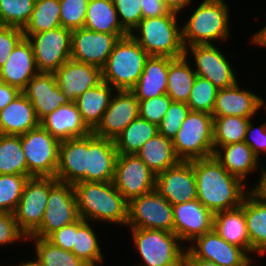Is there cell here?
Masks as SVG:
<instances>
[{"instance_id": "83f0119b", "label": "cell", "mask_w": 266, "mask_h": 266, "mask_svg": "<svg viewBox=\"0 0 266 266\" xmlns=\"http://www.w3.org/2000/svg\"><path fill=\"white\" fill-rule=\"evenodd\" d=\"M39 125L32 103L22 92L0 111V134L22 135Z\"/></svg>"}, {"instance_id": "7c38bea8", "label": "cell", "mask_w": 266, "mask_h": 266, "mask_svg": "<svg viewBox=\"0 0 266 266\" xmlns=\"http://www.w3.org/2000/svg\"><path fill=\"white\" fill-rule=\"evenodd\" d=\"M193 56L192 66L197 76L208 79L218 89L235 85L238 80L233 67L224 52L215 44L186 46L184 55ZM189 56V57H188ZM195 61V62H194Z\"/></svg>"}, {"instance_id": "9a60e30c", "label": "cell", "mask_w": 266, "mask_h": 266, "mask_svg": "<svg viewBox=\"0 0 266 266\" xmlns=\"http://www.w3.org/2000/svg\"><path fill=\"white\" fill-rule=\"evenodd\" d=\"M128 34H109L86 28L72 30L71 59L102 69L116 42Z\"/></svg>"}, {"instance_id": "8d00e7d4", "label": "cell", "mask_w": 266, "mask_h": 266, "mask_svg": "<svg viewBox=\"0 0 266 266\" xmlns=\"http://www.w3.org/2000/svg\"><path fill=\"white\" fill-rule=\"evenodd\" d=\"M157 133L156 124L138 116L114 140L118 154H136Z\"/></svg>"}, {"instance_id": "91938a15", "label": "cell", "mask_w": 266, "mask_h": 266, "mask_svg": "<svg viewBox=\"0 0 266 266\" xmlns=\"http://www.w3.org/2000/svg\"><path fill=\"white\" fill-rule=\"evenodd\" d=\"M250 42L258 45L259 47L262 46L266 48V26L259 29L258 32L256 31L255 34H252Z\"/></svg>"}, {"instance_id": "603a6c76", "label": "cell", "mask_w": 266, "mask_h": 266, "mask_svg": "<svg viewBox=\"0 0 266 266\" xmlns=\"http://www.w3.org/2000/svg\"><path fill=\"white\" fill-rule=\"evenodd\" d=\"M22 93L32 103L39 121L61 105L69 103L57 85L54 73L39 72Z\"/></svg>"}, {"instance_id": "7402d4cb", "label": "cell", "mask_w": 266, "mask_h": 266, "mask_svg": "<svg viewBox=\"0 0 266 266\" xmlns=\"http://www.w3.org/2000/svg\"><path fill=\"white\" fill-rule=\"evenodd\" d=\"M263 107L266 108L264 98L240 87L237 82L231 87L218 89L212 116L254 118Z\"/></svg>"}, {"instance_id": "bcb514c9", "label": "cell", "mask_w": 266, "mask_h": 266, "mask_svg": "<svg viewBox=\"0 0 266 266\" xmlns=\"http://www.w3.org/2000/svg\"><path fill=\"white\" fill-rule=\"evenodd\" d=\"M189 111L187 103L172 101L162 121L157 125L158 133L173 140Z\"/></svg>"}, {"instance_id": "5b68a950", "label": "cell", "mask_w": 266, "mask_h": 266, "mask_svg": "<svg viewBox=\"0 0 266 266\" xmlns=\"http://www.w3.org/2000/svg\"><path fill=\"white\" fill-rule=\"evenodd\" d=\"M147 52L128 34L120 38L101 69L102 81L115 90H131L138 82L146 60Z\"/></svg>"}, {"instance_id": "9c48e42d", "label": "cell", "mask_w": 266, "mask_h": 266, "mask_svg": "<svg viewBox=\"0 0 266 266\" xmlns=\"http://www.w3.org/2000/svg\"><path fill=\"white\" fill-rule=\"evenodd\" d=\"M57 181L55 177H30L26 181L13 214L19 229L27 237L32 236L40 228L50 188Z\"/></svg>"}, {"instance_id": "2e32d148", "label": "cell", "mask_w": 266, "mask_h": 266, "mask_svg": "<svg viewBox=\"0 0 266 266\" xmlns=\"http://www.w3.org/2000/svg\"><path fill=\"white\" fill-rule=\"evenodd\" d=\"M155 191L172 206L197 199L193 160H180L156 175Z\"/></svg>"}, {"instance_id": "f546056e", "label": "cell", "mask_w": 266, "mask_h": 266, "mask_svg": "<svg viewBox=\"0 0 266 266\" xmlns=\"http://www.w3.org/2000/svg\"><path fill=\"white\" fill-rule=\"evenodd\" d=\"M244 215L250 241V256L266 255V202L249 190L244 198Z\"/></svg>"}, {"instance_id": "7dc6e473", "label": "cell", "mask_w": 266, "mask_h": 266, "mask_svg": "<svg viewBox=\"0 0 266 266\" xmlns=\"http://www.w3.org/2000/svg\"><path fill=\"white\" fill-rule=\"evenodd\" d=\"M171 102L172 99L167 94L141 100L138 107L139 117L158 125L169 109Z\"/></svg>"}, {"instance_id": "ab89813d", "label": "cell", "mask_w": 266, "mask_h": 266, "mask_svg": "<svg viewBox=\"0 0 266 266\" xmlns=\"http://www.w3.org/2000/svg\"><path fill=\"white\" fill-rule=\"evenodd\" d=\"M29 240H34V260L41 266H89L71 251L54 246L46 238L27 237V242Z\"/></svg>"}, {"instance_id": "52a82bcc", "label": "cell", "mask_w": 266, "mask_h": 266, "mask_svg": "<svg viewBox=\"0 0 266 266\" xmlns=\"http://www.w3.org/2000/svg\"><path fill=\"white\" fill-rule=\"evenodd\" d=\"M172 143L183 161L214 156L212 114L189 111Z\"/></svg>"}, {"instance_id": "e575fe53", "label": "cell", "mask_w": 266, "mask_h": 266, "mask_svg": "<svg viewBox=\"0 0 266 266\" xmlns=\"http://www.w3.org/2000/svg\"><path fill=\"white\" fill-rule=\"evenodd\" d=\"M190 63L185 55L173 58L169 63L166 94L172 101L187 103L189 99L197 77Z\"/></svg>"}, {"instance_id": "9f6ffc18", "label": "cell", "mask_w": 266, "mask_h": 266, "mask_svg": "<svg viewBox=\"0 0 266 266\" xmlns=\"http://www.w3.org/2000/svg\"><path fill=\"white\" fill-rule=\"evenodd\" d=\"M184 266H222L212 261L196 258L187 248L184 254Z\"/></svg>"}, {"instance_id": "6da1fadb", "label": "cell", "mask_w": 266, "mask_h": 266, "mask_svg": "<svg viewBox=\"0 0 266 266\" xmlns=\"http://www.w3.org/2000/svg\"><path fill=\"white\" fill-rule=\"evenodd\" d=\"M197 200L213 214L237 208L251 189L240 178L230 174L211 156L194 159ZM247 190V191H246Z\"/></svg>"}, {"instance_id": "4316f807", "label": "cell", "mask_w": 266, "mask_h": 266, "mask_svg": "<svg viewBox=\"0 0 266 266\" xmlns=\"http://www.w3.org/2000/svg\"><path fill=\"white\" fill-rule=\"evenodd\" d=\"M172 59L149 56L138 82L130 90L138 101L166 94L168 68Z\"/></svg>"}, {"instance_id": "c3c4849f", "label": "cell", "mask_w": 266, "mask_h": 266, "mask_svg": "<svg viewBox=\"0 0 266 266\" xmlns=\"http://www.w3.org/2000/svg\"><path fill=\"white\" fill-rule=\"evenodd\" d=\"M121 26L130 34L143 18L140 0H112Z\"/></svg>"}, {"instance_id": "4fadbf2b", "label": "cell", "mask_w": 266, "mask_h": 266, "mask_svg": "<svg viewBox=\"0 0 266 266\" xmlns=\"http://www.w3.org/2000/svg\"><path fill=\"white\" fill-rule=\"evenodd\" d=\"M79 219L80 215L73 185L57 181L50 188L41 226L29 237L47 238L55 230Z\"/></svg>"}, {"instance_id": "6125c7cd", "label": "cell", "mask_w": 266, "mask_h": 266, "mask_svg": "<svg viewBox=\"0 0 266 266\" xmlns=\"http://www.w3.org/2000/svg\"><path fill=\"white\" fill-rule=\"evenodd\" d=\"M253 259L254 258L252 257L251 260H250L249 266H254L256 261H258L257 263H259V259L258 260H256V259L253 260Z\"/></svg>"}, {"instance_id": "f6af8a7d", "label": "cell", "mask_w": 266, "mask_h": 266, "mask_svg": "<svg viewBox=\"0 0 266 266\" xmlns=\"http://www.w3.org/2000/svg\"><path fill=\"white\" fill-rule=\"evenodd\" d=\"M61 26L70 30L84 27L89 0H59Z\"/></svg>"}, {"instance_id": "484cf974", "label": "cell", "mask_w": 266, "mask_h": 266, "mask_svg": "<svg viewBox=\"0 0 266 266\" xmlns=\"http://www.w3.org/2000/svg\"><path fill=\"white\" fill-rule=\"evenodd\" d=\"M40 125L60 142L85 137L92 133V130L83 121L75 103L61 105L45 116L40 121Z\"/></svg>"}, {"instance_id": "5bb4252c", "label": "cell", "mask_w": 266, "mask_h": 266, "mask_svg": "<svg viewBox=\"0 0 266 266\" xmlns=\"http://www.w3.org/2000/svg\"><path fill=\"white\" fill-rule=\"evenodd\" d=\"M155 177L136 154H118L113 183L128 202L155 190Z\"/></svg>"}, {"instance_id": "816d5d0a", "label": "cell", "mask_w": 266, "mask_h": 266, "mask_svg": "<svg viewBox=\"0 0 266 266\" xmlns=\"http://www.w3.org/2000/svg\"><path fill=\"white\" fill-rule=\"evenodd\" d=\"M252 121L250 120L247 126L244 142L260 158L261 154H266V121L258 127Z\"/></svg>"}, {"instance_id": "681fc988", "label": "cell", "mask_w": 266, "mask_h": 266, "mask_svg": "<svg viewBox=\"0 0 266 266\" xmlns=\"http://www.w3.org/2000/svg\"><path fill=\"white\" fill-rule=\"evenodd\" d=\"M26 242L27 236L19 229L13 213L0 212V246Z\"/></svg>"}, {"instance_id": "3957f363", "label": "cell", "mask_w": 266, "mask_h": 266, "mask_svg": "<svg viewBox=\"0 0 266 266\" xmlns=\"http://www.w3.org/2000/svg\"><path fill=\"white\" fill-rule=\"evenodd\" d=\"M225 0H203L189 19H184L182 42L184 47L192 45L226 42L230 36V11Z\"/></svg>"}, {"instance_id": "f907efd6", "label": "cell", "mask_w": 266, "mask_h": 266, "mask_svg": "<svg viewBox=\"0 0 266 266\" xmlns=\"http://www.w3.org/2000/svg\"><path fill=\"white\" fill-rule=\"evenodd\" d=\"M23 38V29L0 25V68L5 64L13 49Z\"/></svg>"}, {"instance_id": "6f0895ef", "label": "cell", "mask_w": 266, "mask_h": 266, "mask_svg": "<svg viewBox=\"0 0 266 266\" xmlns=\"http://www.w3.org/2000/svg\"><path fill=\"white\" fill-rule=\"evenodd\" d=\"M261 177H259V182L250 188L258 197H260L263 201L266 202V167H262L261 169Z\"/></svg>"}, {"instance_id": "cb8c5ba5", "label": "cell", "mask_w": 266, "mask_h": 266, "mask_svg": "<svg viewBox=\"0 0 266 266\" xmlns=\"http://www.w3.org/2000/svg\"><path fill=\"white\" fill-rule=\"evenodd\" d=\"M86 161L87 136L61 141L55 178L71 185L86 182Z\"/></svg>"}, {"instance_id": "d6a6232c", "label": "cell", "mask_w": 266, "mask_h": 266, "mask_svg": "<svg viewBox=\"0 0 266 266\" xmlns=\"http://www.w3.org/2000/svg\"><path fill=\"white\" fill-rule=\"evenodd\" d=\"M136 155L155 175L180 161L174 152L172 140L159 133L144 143Z\"/></svg>"}, {"instance_id": "f35d334b", "label": "cell", "mask_w": 266, "mask_h": 266, "mask_svg": "<svg viewBox=\"0 0 266 266\" xmlns=\"http://www.w3.org/2000/svg\"><path fill=\"white\" fill-rule=\"evenodd\" d=\"M251 119L239 116H213L214 152L220 146L243 142Z\"/></svg>"}, {"instance_id": "277c9868", "label": "cell", "mask_w": 266, "mask_h": 266, "mask_svg": "<svg viewBox=\"0 0 266 266\" xmlns=\"http://www.w3.org/2000/svg\"><path fill=\"white\" fill-rule=\"evenodd\" d=\"M178 15L171 11L164 16L142 18L130 35L149 56L181 57L185 47Z\"/></svg>"}, {"instance_id": "b9f144b4", "label": "cell", "mask_w": 266, "mask_h": 266, "mask_svg": "<svg viewBox=\"0 0 266 266\" xmlns=\"http://www.w3.org/2000/svg\"><path fill=\"white\" fill-rule=\"evenodd\" d=\"M30 177L17 174H0V212L14 213Z\"/></svg>"}, {"instance_id": "30bf717a", "label": "cell", "mask_w": 266, "mask_h": 266, "mask_svg": "<svg viewBox=\"0 0 266 266\" xmlns=\"http://www.w3.org/2000/svg\"><path fill=\"white\" fill-rule=\"evenodd\" d=\"M72 30L62 26L36 34H24L31 43L39 72L54 73L71 59Z\"/></svg>"}, {"instance_id": "ffe728a7", "label": "cell", "mask_w": 266, "mask_h": 266, "mask_svg": "<svg viewBox=\"0 0 266 266\" xmlns=\"http://www.w3.org/2000/svg\"><path fill=\"white\" fill-rule=\"evenodd\" d=\"M54 75L57 85L69 103H75L82 93L102 81L99 67L72 59L62 64Z\"/></svg>"}, {"instance_id": "db71d44e", "label": "cell", "mask_w": 266, "mask_h": 266, "mask_svg": "<svg viewBox=\"0 0 266 266\" xmlns=\"http://www.w3.org/2000/svg\"><path fill=\"white\" fill-rule=\"evenodd\" d=\"M143 18L164 16L171 11L164 0H140Z\"/></svg>"}, {"instance_id": "680465c9", "label": "cell", "mask_w": 266, "mask_h": 266, "mask_svg": "<svg viewBox=\"0 0 266 266\" xmlns=\"http://www.w3.org/2000/svg\"><path fill=\"white\" fill-rule=\"evenodd\" d=\"M164 2L170 11L180 14L184 9L191 6L193 0H164Z\"/></svg>"}, {"instance_id": "d6986e66", "label": "cell", "mask_w": 266, "mask_h": 266, "mask_svg": "<svg viewBox=\"0 0 266 266\" xmlns=\"http://www.w3.org/2000/svg\"><path fill=\"white\" fill-rule=\"evenodd\" d=\"M174 234L185 244L213 229L214 214L197 199L172 206Z\"/></svg>"}, {"instance_id": "1f68e13d", "label": "cell", "mask_w": 266, "mask_h": 266, "mask_svg": "<svg viewBox=\"0 0 266 266\" xmlns=\"http://www.w3.org/2000/svg\"><path fill=\"white\" fill-rule=\"evenodd\" d=\"M116 90L101 81L93 88L86 90L76 99V106L86 125L93 131L101 122L103 114Z\"/></svg>"}, {"instance_id": "f5cc1de1", "label": "cell", "mask_w": 266, "mask_h": 266, "mask_svg": "<svg viewBox=\"0 0 266 266\" xmlns=\"http://www.w3.org/2000/svg\"><path fill=\"white\" fill-rule=\"evenodd\" d=\"M76 234V221L61 229L55 230L46 239L54 246L63 250L72 251Z\"/></svg>"}, {"instance_id": "60d3db41", "label": "cell", "mask_w": 266, "mask_h": 266, "mask_svg": "<svg viewBox=\"0 0 266 266\" xmlns=\"http://www.w3.org/2000/svg\"><path fill=\"white\" fill-rule=\"evenodd\" d=\"M60 26L59 0H35L30 20L23 29V33L36 34Z\"/></svg>"}, {"instance_id": "836d02e7", "label": "cell", "mask_w": 266, "mask_h": 266, "mask_svg": "<svg viewBox=\"0 0 266 266\" xmlns=\"http://www.w3.org/2000/svg\"><path fill=\"white\" fill-rule=\"evenodd\" d=\"M84 28L109 34H129L121 26L112 0H89Z\"/></svg>"}, {"instance_id": "f1b7e54d", "label": "cell", "mask_w": 266, "mask_h": 266, "mask_svg": "<svg viewBox=\"0 0 266 266\" xmlns=\"http://www.w3.org/2000/svg\"><path fill=\"white\" fill-rule=\"evenodd\" d=\"M214 156L230 174L243 182L249 174L263 167L259 158L244 141L220 146L214 152Z\"/></svg>"}, {"instance_id": "ee69618b", "label": "cell", "mask_w": 266, "mask_h": 266, "mask_svg": "<svg viewBox=\"0 0 266 266\" xmlns=\"http://www.w3.org/2000/svg\"><path fill=\"white\" fill-rule=\"evenodd\" d=\"M217 92L218 88L208 79L197 76L187 101L190 111L212 114Z\"/></svg>"}, {"instance_id": "4dcf8cb0", "label": "cell", "mask_w": 266, "mask_h": 266, "mask_svg": "<svg viewBox=\"0 0 266 266\" xmlns=\"http://www.w3.org/2000/svg\"><path fill=\"white\" fill-rule=\"evenodd\" d=\"M213 229L228 243L243 248L250 255V241L242 205L214 214Z\"/></svg>"}, {"instance_id": "d590c367", "label": "cell", "mask_w": 266, "mask_h": 266, "mask_svg": "<svg viewBox=\"0 0 266 266\" xmlns=\"http://www.w3.org/2000/svg\"><path fill=\"white\" fill-rule=\"evenodd\" d=\"M91 225L93 226L92 222L90 224L82 218L76 221L74 247L71 252L89 266H101L105 258L96 235L97 231H94Z\"/></svg>"}, {"instance_id": "7bdbcfd3", "label": "cell", "mask_w": 266, "mask_h": 266, "mask_svg": "<svg viewBox=\"0 0 266 266\" xmlns=\"http://www.w3.org/2000/svg\"><path fill=\"white\" fill-rule=\"evenodd\" d=\"M35 0H0V25L24 29L30 20Z\"/></svg>"}, {"instance_id": "74e56055", "label": "cell", "mask_w": 266, "mask_h": 266, "mask_svg": "<svg viewBox=\"0 0 266 266\" xmlns=\"http://www.w3.org/2000/svg\"><path fill=\"white\" fill-rule=\"evenodd\" d=\"M0 174L29 176L21 135L0 134Z\"/></svg>"}, {"instance_id": "d4e9b609", "label": "cell", "mask_w": 266, "mask_h": 266, "mask_svg": "<svg viewBox=\"0 0 266 266\" xmlns=\"http://www.w3.org/2000/svg\"><path fill=\"white\" fill-rule=\"evenodd\" d=\"M38 73L31 43L24 37L0 68V80L22 92Z\"/></svg>"}, {"instance_id": "44dd1931", "label": "cell", "mask_w": 266, "mask_h": 266, "mask_svg": "<svg viewBox=\"0 0 266 266\" xmlns=\"http://www.w3.org/2000/svg\"><path fill=\"white\" fill-rule=\"evenodd\" d=\"M118 152L114 140L87 135L86 182H111Z\"/></svg>"}, {"instance_id": "8fae6325", "label": "cell", "mask_w": 266, "mask_h": 266, "mask_svg": "<svg viewBox=\"0 0 266 266\" xmlns=\"http://www.w3.org/2000/svg\"><path fill=\"white\" fill-rule=\"evenodd\" d=\"M129 229H156L174 233L172 205L155 190L128 202Z\"/></svg>"}, {"instance_id": "e0dca14e", "label": "cell", "mask_w": 266, "mask_h": 266, "mask_svg": "<svg viewBox=\"0 0 266 266\" xmlns=\"http://www.w3.org/2000/svg\"><path fill=\"white\" fill-rule=\"evenodd\" d=\"M186 247L196 258L222 266H249L251 256L239 246L228 243L214 229L196 237Z\"/></svg>"}, {"instance_id": "8992f818", "label": "cell", "mask_w": 266, "mask_h": 266, "mask_svg": "<svg viewBox=\"0 0 266 266\" xmlns=\"http://www.w3.org/2000/svg\"><path fill=\"white\" fill-rule=\"evenodd\" d=\"M130 231L133 246L143 260V265L137 266H184L187 246L173 232L156 229Z\"/></svg>"}, {"instance_id": "ba28073f", "label": "cell", "mask_w": 266, "mask_h": 266, "mask_svg": "<svg viewBox=\"0 0 266 266\" xmlns=\"http://www.w3.org/2000/svg\"><path fill=\"white\" fill-rule=\"evenodd\" d=\"M29 177H55L60 141L41 125L21 135Z\"/></svg>"}, {"instance_id": "11a10c76", "label": "cell", "mask_w": 266, "mask_h": 266, "mask_svg": "<svg viewBox=\"0 0 266 266\" xmlns=\"http://www.w3.org/2000/svg\"><path fill=\"white\" fill-rule=\"evenodd\" d=\"M21 91L14 86L6 84L0 80V111L11 103Z\"/></svg>"}, {"instance_id": "ac0fdd59", "label": "cell", "mask_w": 266, "mask_h": 266, "mask_svg": "<svg viewBox=\"0 0 266 266\" xmlns=\"http://www.w3.org/2000/svg\"><path fill=\"white\" fill-rule=\"evenodd\" d=\"M138 107L139 101L130 90H116L101 122L92 132L98 137L115 140L139 116Z\"/></svg>"}, {"instance_id": "7a4b0ae2", "label": "cell", "mask_w": 266, "mask_h": 266, "mask_svg": "<svg viewBox=\"0 0 266 266\" xmlns=\"http://www.w3.org/2000/svg\"><path fill=\"white\" fill-rule=\"evenodd\" d=\"M80 218L127 226L128 201L111 182H78L73 185Z\"/></svg>"}, {"instance_id": "94428289", "label": "cell", "mask_w": 266, "mask_h": 266, "mask_svg": "<svg viewBox=\"0 0 266 266\" xmlns=\"http://www.w3.org/2000/svg\"><path fill=\"white\" fill-rule=\"evenodd\" d=\"M10 266H12L10 264ZM14 266V265H13ZM16 266H41L39 263H37L34 259L33 260H28V262H22L19 264V265H16Z\"/></svg>"}]
</instances>
